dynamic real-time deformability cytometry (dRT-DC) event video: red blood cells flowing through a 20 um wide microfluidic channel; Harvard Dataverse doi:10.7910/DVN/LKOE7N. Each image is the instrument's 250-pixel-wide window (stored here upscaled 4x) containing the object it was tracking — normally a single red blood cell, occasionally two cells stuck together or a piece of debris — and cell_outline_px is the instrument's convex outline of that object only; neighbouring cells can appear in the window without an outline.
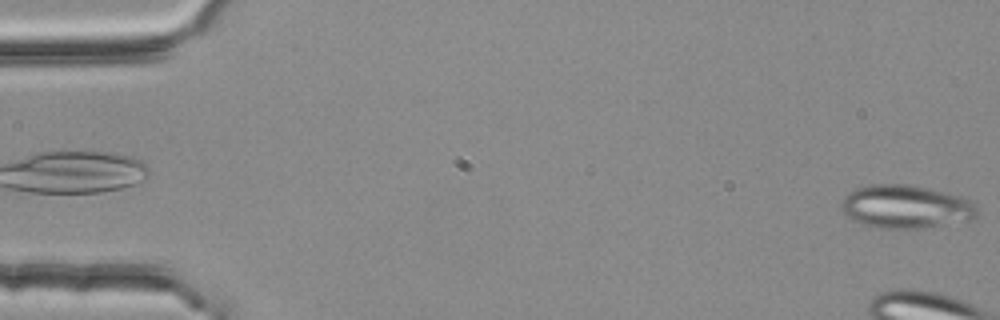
{"species": "common noctule bat (a hibernating species)", "species_latin": "Nyctalus noctula", "temperature_condition": "room temperature", "stored_images_in_passage": 4, "segment_of_instrument_passage": [2, 2], "camera_frame_rate_fps": 3000, "um_per_image_px": 0.085, "animal": {"sex": "female", "body_mass_g": 25.1}, "frame": {"image": 1, "passage_image": 4, "time_ms": 1.0, "image_size_px": [1000, 320], "cell_outline_px": [[976, 216], [972, 220], [924, 228], [876, 228], [852, 220], [840, 208], [840, 204], [844, 196], [848, 192], [856, 188], [868, 184], [908, 184], [928, 188], [960, 196], [972, 200], [976, 208]], "centroid_in_image_um": [76.97, 17.56], "position_along_channel_um": 8.0, "area_um2": 34.45}}